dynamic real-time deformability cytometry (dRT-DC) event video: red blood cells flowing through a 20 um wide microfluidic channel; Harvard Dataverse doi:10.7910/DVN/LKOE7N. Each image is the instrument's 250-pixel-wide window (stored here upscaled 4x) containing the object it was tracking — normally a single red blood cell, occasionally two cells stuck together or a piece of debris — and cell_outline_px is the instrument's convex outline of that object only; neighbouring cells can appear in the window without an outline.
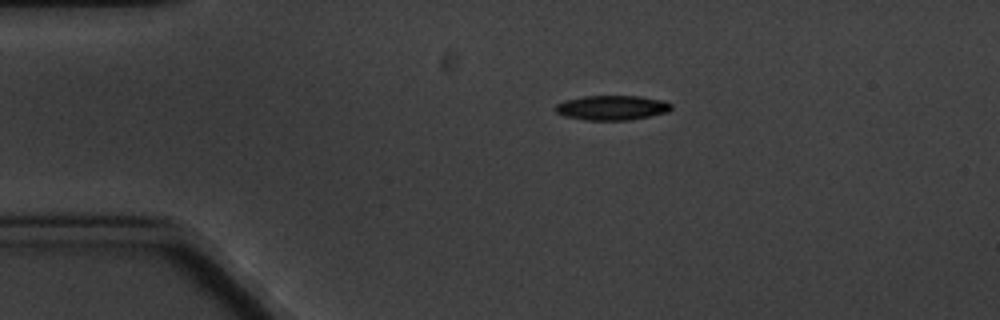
{"species": "common noctule bat (a hibernating species)", "species_latin": "Nyctalus noctula", "temperature_condition": "cold", "stored_images_in_passage": 6, "camera_frame_rate_fps": 3000, "um_per_image_px": 0.085, "animal": {"sex": "male", "body_mass_g": 20.1, "forearm_length_mm": 53.5}, "frame": {"image": 1, "passage_image": 1, "time_ms": 0.0, "image_size_px": [1000, 320], "cell_outline_px": [[672, 108], [668, 112], [652, 116], [628, 120], [588, 120], [564, 116], [556, 112], [552, 108], [556, 104], [564, 100], [584, 96], [640, 96], [660, 100], [672, 104]], "centroid_in_image_um": [51.99, 9.16], "position_along_channel_um": 33.0, "area_um2": 16.76}}
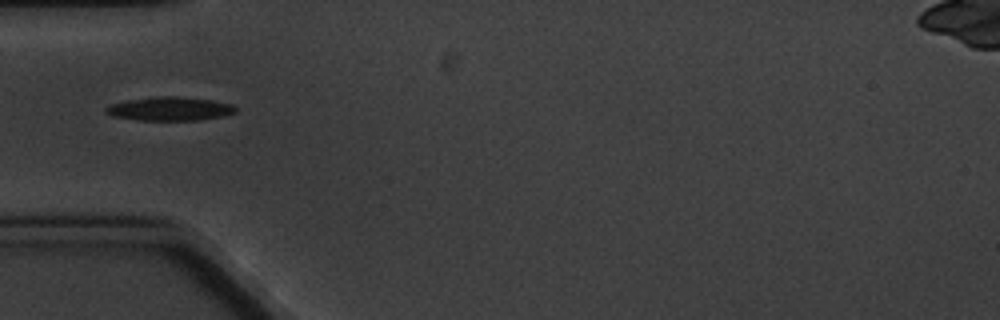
{"frame": {"image": 2, "passage_image": 3, "time_ms": 2.333, "image_size_px": [1000, 320], "cell_outline_px": [[236, 112], [220, 116], [200, 120], [140, 120], [112, 116], [104, 112], [104, 108], [112, 104], [128, 100], [160, 96], [176, 96], [212, 100], [232, 104], [236, 108]], "centroid_in_image_um": [14.42, 9.25], "position_along_channel_um": 70.6, "area_um2": 17.74}}
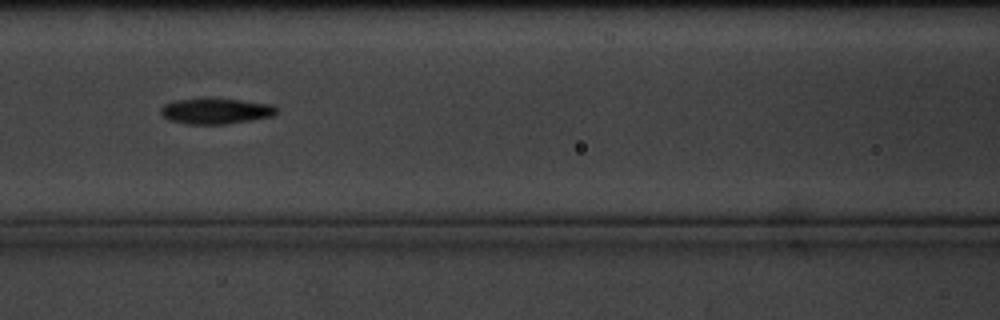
{"frame": {"image": 3, "passage_image": 5, "time_ms": 4.667, "image_size_px": [1000, 320], "cell_outline_px": [[276, 112], [272, 116], [224, 124], [188, 124], [168, 120], [160, 112], [160, 108], [164, 104], [172, 100], [204, 96], [208, 96], [272, 104], [276, 108]], "centroid_in_image_um": [18.25, 9.39], "position_along_channel_um": 148.3, "area_um2": 17.8}}